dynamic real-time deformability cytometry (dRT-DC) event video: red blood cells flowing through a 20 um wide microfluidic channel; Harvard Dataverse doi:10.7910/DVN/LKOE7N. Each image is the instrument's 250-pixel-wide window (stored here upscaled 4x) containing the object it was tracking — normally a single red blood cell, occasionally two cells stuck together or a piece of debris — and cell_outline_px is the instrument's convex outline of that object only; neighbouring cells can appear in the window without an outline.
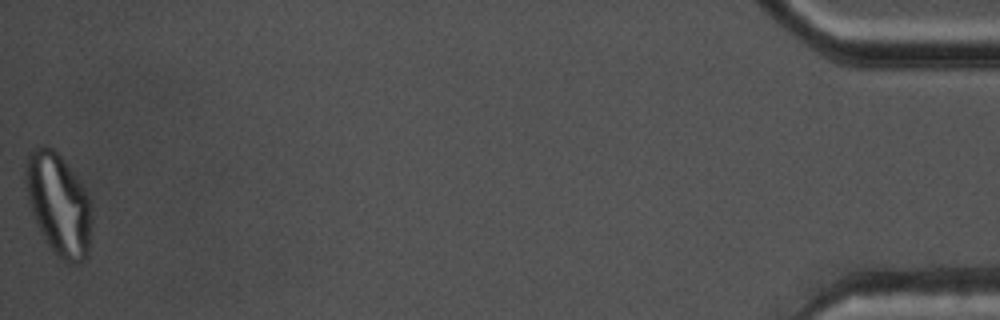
{"species": "common noctule bat (a hibernating species)", "species_latin": "Nyctalus noctula", "temperature_condition": "warm", "stored_images_in_passage": 52, "camera_frame_rate_fps": 3000, "um_per_image_px": 0.085, "animal": {"sex": "male", "body_mass_g": 17.5, "forearm_length_mm": 52.3}, "frame": {"image": 1, "passage_image": 52, "time_ms": 17.0, "image_size_px": [1000, 320], "cell_outline_px": [[92, 220], [88, 260], [80, 264], [68, 264], [44, 240], [36, 224], [28, 204], [24, 180], [24, 160], [28, 152], [44, 144], [52, 148], [64, 160], [88, 196], [92, 216]], "centroid_in_image_um": [4.95, 17.38], "position_along_channel_um": 430.2, "area_um2": 39.77}}